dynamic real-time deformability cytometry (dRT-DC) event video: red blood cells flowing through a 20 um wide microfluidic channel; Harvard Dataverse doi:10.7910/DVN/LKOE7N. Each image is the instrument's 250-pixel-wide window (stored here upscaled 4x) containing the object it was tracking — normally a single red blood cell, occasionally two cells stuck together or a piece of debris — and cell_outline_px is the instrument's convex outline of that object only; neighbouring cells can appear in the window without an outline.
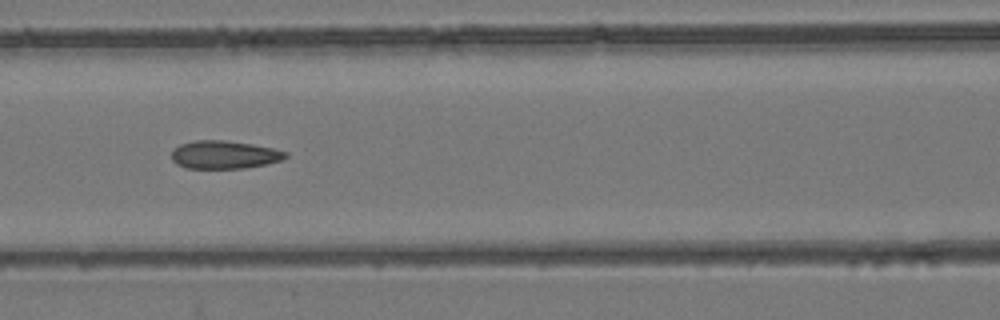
{"species": "common noctule bat (a hibernating species)", "species_latin": "Nyctalus noctula", "temperature_condition": "room temperature", "stored_images_in_passage": 8, "camera_frame_rate_fps": 3000, "um_per_image_px": 0.085, "animal": {"sex": "female", "body_mass_g": 24.6, "forearm_length_mm": 56.2}, "frame": {"image": 1, "passage_image": 6, "time_ms": 6.667, "image_size_px": [1000, 320], "cell_outline_px": [[288, 156], [280, 160], [264, 164], [244, 168], [184, 168], [176, 164], [172, 160], [172, 148], [180, 144], [196, 140], [224, 140], [252, 144], [272, 148], [288, 152]], "centroid_in_image_um": [19.02, 13.14], "position_along_channel_um": 147.6, "area_um2": 18.61}}
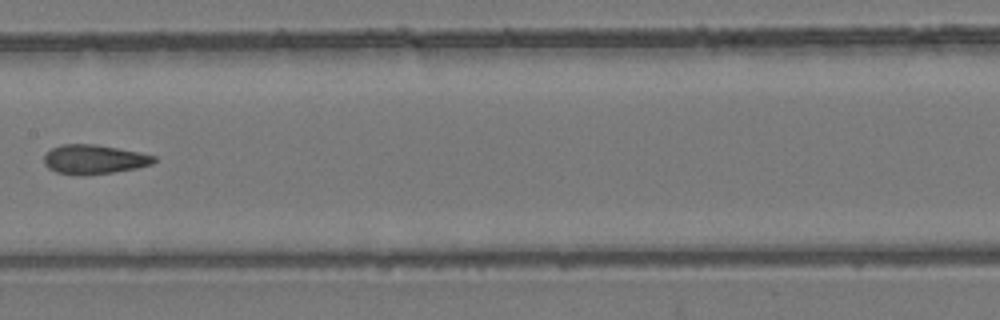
{"frame": {"image": 2, "passage_image": 7, "time_ms": 8.0, "image_size_px": [1000, 320], "cell_outline_px": [[156, 160], [152, 164], [136, 168], [112, 172], [84, 176], [80, 176], [56, 172], [48, 168], [44, 164], [44, 156], [52, 148], [60, 144], [96, 144], [156, 156]], "centroid_in_image_um": [7.96, 13.55], "position_along_channel_um": 199.4, "area_um2": 18.73}}
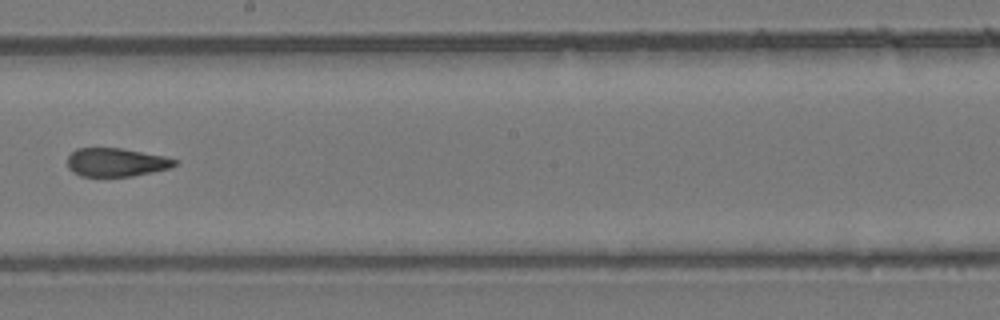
{"frame": {"image": 3, "passage_image": 8, "time_ms": 9.0, "image_size_px": [1000, 320], "cell_outline_px": [[176, 164], [172, 168], [132, 176], [80, 176], [72, 172], [68, 168], [68, 156], [76, 148], [120, 148], [164, 156], [176, 160]], "centroid_in_image_um": [9.85, 13.8], "position_along_channel_um": 238.3, "area_um2": 17.74}}